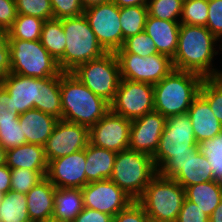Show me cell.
Wrapping results in <instances>:
<instances>
[{
    "instance_id": "6da1fadb",
    "label": "cell",
    "mask_w": 222,
    "mask_h": 222,
    "mask_svg": "<svg viewBox=\"0 0 222 222\" xmlns=\"http://www.w3.org/2000/svg\"><path fill=\"white\" fill-rule=\"evenodd\" d=\"M1 84L10 94L8 110L17 117L37 109L62 119L60 75L41 79L10 73Z\"/></svg>"
},
{
    "instance_id": "7a4b0ae2",
    "label": "cell",
    "mask_w": 222,
    "mask_h": 222,
    "mask_svg": "<svg viewBox=\"0 0 222 222\" xmlns=\"http://www.w3.org/2000/svg\"><path fill=\"white\" fill-rule=\"evenodd\" d=\"M218 41L206 27L180 24L173 68L194 72L204 78L222 76V71L215 69L212 63L214 55L219 53L215 48Z\"/></svg>"
},
{
    "instance_id": "3957f363",
    "label": "cell",
    "mask_w": 222,
    "mask_h": 222,
    "mask_svg": "<svg viewBox=\"0 0 222 222\" xmlns=\"http://www.w3.org/2000/svg\"><path fill=\"white\" fill-rule=\"evenodd\" d=\"M62 120L88 127L95 125L109 110L110 103L95 95L71 72L60 74Z\"/></svg>"
},
{
    "instance_id": "277c9868",
    "label": "cell",
    "mask_w": 222,
    "mask_h": 222,
    "mask_svg": "<svg viewBox=\"0 0 222 222\" xmlns=\"http://www.w3.org/2000/svg\"><path fill=\"white\" fill-rule=\"evenodd\" d=\"M204 77L190 71L172 70L153 85L154 111L164 117L187 113L194 99L200 94Z\"/></svg>"
},
{
    "instance_id": "5b68a950",
    "label": "cell",
    "mask_w": 222,
    "mask_h": 222,
    "mask_svg": "<svg viewBox=\"0 0 222 222\" xmlns=\"http://www.w3.org/2000/svg\"><path fill=\"white\" fill-rule=\"evenodd\" d=\"M61 21L66 36L64 55L58 61L62 72H72L77 66L107 53L98 42L84 14L63 18Z\"/></svg>"
},
{
    "instance_id": "8992f818",
    "label": "cell",
    "mask_w": 222,
    "mask_h": 222,
    "mask_svg": "<svg viewBox=\"0 0 222 222\" xmlns=\"http://www.w3.org/2000/svg\"><path fill=\"white\" fill-rule=\"evenodd\" d=\"M185 198L183 186L157 173L137 201L151 222H175Z\"/></svg>"
},
{
    "instance_id": "52a82bcc",
    "label": "cell",
    "mask_w": 222,
    "mask_h": 222,
    "mask_svg": "<svg viewBox=\"0 0 222 222\" xmlns=\"http://www.w3.org/2000/svg\"><path fill=\"white\" fill-rule=\"evenodd\" d=\"M157 173L149 154L126 149L117 153L110 180L133 200H138Z\"/></svg>"
},
{
    "instance_id": "ba28073f",
    "label": "cell",
    "mask_w": 222,
    "mask_h": 222,
    "mask_svg": "<svg viewBox=\"0 0 222 222\" xmlns=\"http://www.w3.org/2000/svg\"><path fill=\"white\" fill-rule=\"evenodd\" d=\"M10 73L33 78H50L62 73L58 62L40 40L9 39Z\"/></svg>"
},
{
    "instance_id": "9c48e42d",
    "label": "cell",
    "mask_w": 222,
    "mask_h": 222,
    "mask_svg": "<svg viewBox=\"0 0 222 222\" xmlns=\"http://www.w3.org/2000/svg\"><path fill=\"white\" fill-rule=\"evenodd\" d=\"M81 83L95 95L111 103L121 81V72L116 53L107 52L77 66L72 72Z\"/></svg>"
},
{
    "instance_id": "30bf717a",
    "label": "cell",
    "mask_w": 222,
    "mask_h": 222,
    "mask_svg": "<svg viewBox=\"0 0 222 222\" xmlns=\"http://www.w3.org/2000/svg\"><path fill=\"white\" fill-rule=\"evenodd\" d=\"M198 147L188 113L167 117L156 152L152 156L158 171L171 157L192 153Z\"/></svg>"
},
{
    "instance_id": "8fae6325",
    "label": "cell",
    "mask_w": 222,
    "mask_h": 222,
    "mask_svg": "<svg viewBox=\"0 0 222 222\" xmlns=\"http://www.w3.org/2000/svg\"><path fill=\"white\" fill-rule=\"evenodd\" d=\"M121 79L155 85L167 76L173 68L172 59L163 54L147 57L131 53H116Z\"/></svg>"
},
{
    "instance_id": "7c38bea8",
    "label": "cell",
    "mask_w": 222,
    "mask_h": 222,
    "mask_svg": "<svg viewBox=\"0 0 222 222\" xmlns=\"http://www.w3.org/2000/svg\"><path fill=\"white\" fill-rule=\"evenodd\" d=\"M83 14L103 49L116 53L122 47L120 8L108 1L84 10Z\"/></svg>"
},
{
    "instance_id": "4fadbf2b",
    "label": "cell",
    "mask_w": 222,
    "mask_h": 222,
    "mask_svg": "<svg viewBox=\"0 0 222 222\" xmlns=\"http://www.w3.org/2000/svg\"><path fill=\"white\" fill-rule=\"evenodd\" d=\"M153 85L121 79L110 110L133 120L154 111Z\"/></svg>"
},
{
    "instance_id": "5bb4252c",
    "label": "cell",
    "mask_w": 222,
    "mask_h": 222,
    "mask_svg": "<svg viewBox=\"0 0 222 222\" xmlns=\"http://www.w3.org/2000/svg\"><path fill=\"white\" fill-rule=\"evenodd\" d=\"M158 173L174 179L184 188L214 180L210 162L200 153L198 147L188 155L171 157Z\"/></svg>"
},
{
    "instance_id": "9a60e30c",
    "label": "cell",
    "mask_w": 222,
    "mask_h": 222,
    "mask_svg": "<svg viewBox=\"0 0 222 222\" xmlns=\"http://www.w3.org/2000/svg\"><path fill=\"white\" fill-rule=\"evenodd\" d=\"M88 143V127L60 119L44 145L46 159L49 163L51 160L81 151Z\"/></svg>"
},
{
    "instance_id": "2e32d148",
    "label": "cell",
    "mask_w": 222,
    "mask_h": 222,
    "mask_svg": "<svg viewBox=\"0 0 222 222\" xmlns=\"http://www.w3.org/2000/svg\"><path fill=\"white\" fill-rule=\"evenodd\" d=\"M131 120L109 110L89 129V142L116 153L129 149Z\"/></svg>"
},
{
    "instance_id": "e0dca14e",
    "label": "cell",
    "mask_w": 222,
    "mask_h": 222,
    "mask_svg": "<svg viewBox=\"0 0 222 222\" xmlns=\"http://www.w3.org/2000/svg\"><path fill=\"white\" fill-rule=\"evenodd\" d=\"M81 192L84 207L113 217L134 201L110 179L88 183Z\"/></svg>"
},
{
    "instance_id": "ac0fdd59",
    "label": "cell",
    "mask_w": 222,
    "mask_h": 222,
    "mask_svg": "<svg viewBox=\"0 0 222 222\" xmlns=\"http://www.w3.org/2000/svg\"><path fill=\"white\" fill-rule=\"evenodd\" d=\"M86 148L51 160L48 163L46 178L56 188H79L86 185Z\"/></svg>"
},
{
    "instance_id": "d6986e66",
    "label": "cell",
    "mask_w": 222,
    "mask_h": 222,
    "mask_svg": "<svg viewBox=\"0 0 222 222\" xmlns=\"http://www.w3.org/2000/svg\"><path fill=\"white\" fill-rule=\"evenodd\" d=\"M167 118L153 111L131 120L129 149L149 154L157 150Z\"/></svg>"
},
{
    "instance_id": "ffe728a7",
    "label": "cell",
    "mask_w": 222,
    "mask_h": 222,
    "mask_svg": "<svg viewBox=\"0 0 222 222\" xmlns=\"http://www.w3.org/2000/svg\"><path fill=\"white\" fill-rule=\"evenodd\" d=\"M187 113L191 119L195 140L198 144L222 133V123L201 94L194 99Z\"/></svg>"
},
{
    "instance_id": "44dd1931",
    "label": "cell",
    "mask_w": 222,
    "mask_h": 222,
    "mask_svg": "<svg viewBox=\"0 0 222 222\" xmlns=\"http://www.w3.org/2000/svg\"><path fill=\"white\" fill-rule=\"evenodd\" d=\"M180 22L161 20L148 15L144 31L154 41L159 54L173 59L178 47Z\"/></svg>"
},
{
    "instance_id": "7402d4cb",
    "label": "cell",
    "mask_w": 222,
    "mask_h": 222,
    "mask_svg": "<svg viewBox=\"0 0 222 222\" xmlns=\"http://www.w3.org/2000/svg\"><path fill=\"white\" fill-rule=\"evenodd\" d=\"M8 109H10V94L0 83V144L6 151L27 143L19 117Z\"/></svg>"
},
{
    "instance_id": "603a6c76",
    "label": "cell",
    "mask_w": 222,
    "mask_h": 222,
    "mask_svg": "<svg viewBox=\"0 0 222 222\" xmlns=\"http://www.w3.org/2000/svg\"><path fill=\"white\" fill-rule=\"evenodd\" d=\"M19 123L27 143L44 146L59 119L37 109L19 115Z\"/></svg>"
},
{
    "instance_id": "cb8c5ba5",
    "label": "cell",
    "mask_w": 222,
    "mask_h": 222,
    "mask_svg": "<svg viewBox=\"0 0 222 222\" xmlns=\"http://www.w3.org/2000/svg\"><path fill=\"white\" fill-rule=\"evenodd\" d=\"M56 187L45 177L26 194L31 222L51 219L54 213Z\"/></svg>"
},
{
    "instance_id": "d4e9b609",
    "label": "cell",
    "mask_w": 222,
    "mask_h": 222,
    "mask_svg": "<svg viewBox=\"0 0 222 222\" xmlns=\"http://www.w3.org/2000/svg\"><path fill=\"white\" fill-rule=\"evenodd\" d=\"M117 153L88 143L86 147V184L111 178Z\"/></svg>"
},
{
    "instance_id": "484cf974",
    "label": "cell",
    "mask_w": 222,
    "mask_h": 222,
    "mask_svg": "<svg viewBox=\"0 0 222 222\" xmlns=\"http://www.w3.org/2000/svg\"><path fill=\"white\" fill-rule=\"evenodd\" d=\"M6 165L10 169L48 170L44 146L26 143L6 151Z\"/></svg>"
},
{
    "instance_id": "4316f807",
    "label": "cell",
    "mask_w": 222,
    "mask_h": 222,
    "mask_svg": "<svg viewBox=\"0 0 222 222\" xmlns=\"http://www.w3.org/2000/svg\"><path fill=\"white\" fill-rule=\"evenodd\" d=\"M83 196L79 188H56L52 218L72 222L83 210Z\"/></svg>"
},
{
    "instance_id": "83f0119b",
    "label": "cell",
    "mask_w": 222,
    "mask_h": 222,
    "mask_svg": "<svg viewBox=\"0 0 222 222\" xmlns=\"http://www.w3.org/2000/svg\"><path fill=\"white\" fill-rule=\"evenodd\" d=\"M185 196L210 217L222 199V186L214 180L187 186Z\"/></svg>"
},
{
    "instance_id": "f1b7e54d",
    "label": "cell",
    "mask_w": 222,
    "mask_h": 222,
    "mask_svg": "<svg viewBox=\"0 0 222 222\" xmlns=\"http://www.w3.org/2000/svg\"><path fill=\"white\" fill-rule=\"evenodd\" d=\"M40 41L49 54L58 62L64 55L66 36L60 19H50L43 23Z\"/></svg>"
},
{
    "instance_id": "f546056e",
    "label": "cell",
    "mask_w": 222,
    "mask_h": 222,
    "mask_svg": "<svg viewBox=\"0 0 222 222\" xmlns=\"http://www.w3.org/2000/svg\"><path fill=\"white\" fill-rule=\"evenodd\" d=\"M0 222H31L26 194L10 190L0 204Z\"/></svg>"
},
{
    "instance_id": "4dcf8cb0",
    "label": "cell",
    "mask_w": 222,
    "mask_h": 222,
    "mask_svg": "<svg viewBox=\"0 0 222 222\" xmlns=\"http://www.w3.org/2000/svg\"><path fill=\"white\" fill-rule=\"evenodd\" d=\"M147 17V6H130L120 8L122 45L126 38L144 31Z\"/></svg>"
},
{
    "instance_id": "1f68e13d",
    "label": "cell",
    "mask_w": 222,
    "mask_h": 222,
    "mask_svg": "<svg viewBox=\"0 0 222 222\" xmlns=\"http://www.w3.org/2000/svg\"><path fill=\"white\" fill-rule=\"evenodd\" d=\"M44 20L23 14H18L12 26L8 29L9 39L26 41L40 40Z\"/></svg>"
},
{
    "instance_id": "d6a6232c",
    "label": "cell",
    "mask_w": 222,
    "mask_h": 222,
    "mask_svg": "<svg viewBox=\"0 0 222 222\" xmlns=\"http://www.w3.org/2000/svg\"><path fill=\"white\" fill-rule=\"evenodd\" d=\"M200 153L207 157L213 172L214 181H222V133L198 144Z\"/></svg>"
},
{
    "instance_id": "836d02e7",
    "label": "cell",
    "mask_w": 222,
    "mask_h": 222,
    "mask_svg": "<svg viewBox=\"0 0 222 222\" xmlns=\"http://www.w3.org/2000/svg\"><path fill=\"white\" fill-rule=\"evenodd\" d=\"M183 1L184 0H149L147 6L148 15L161 20L180 22Z\"/></svg>"
},
{
    "instance_id": "e575fe53",
    "label": "cell",
    "mask_w": 222,
    "mask_h": 222,
    "mask_svg": "<svg viewBox=\"0 0 222 222\" xmlns=\"http://www.w3.org/2000/svg\"><path fill=\"white\" fill-rule=\"evenodd\" d=\"M47 175V170L11 169V190L27 194Z\"/></svg>"
},
{
    "instance_id": "d590c367",
    "label": "cell",
    "mask_w": 222,
    "mask_h": 222,
    "mask_svg": "<svg viewBox=\"0 0 222 222\" xmlns=\"http://www.w3.org/2000/svg\"><path fill=\"white\" fill-rule=\"evenodd\" d=\"M208 11V0L183 1L180 24L206 27Z\"/></svg>"
},
{
    "instance_id": "8d00e7d4",
    "label": "cell",
    "mask_w": 222,
    "mask_h": 222,
    "mask_svg": "<svg viewBox=\"0 0 222 222\" xmlns=\"http://www.w3.org/2000/svg\"><path fill=\"white\" fill-rule=\"evenodd\" d=\"M200 94L208 101L211 110L222 123V76L204 78Z\"/></svg>"
},
{
    "instance_id": "74e56055",
    "label": "cell",
    "mask_w": 222,
    "mask_h": 222,
    "mask_svg": "<svg viewBox=\"0 0 222 222\" xmlns=\"http://www.w3.org/2000/svg\"><path fill=\"white\" fill-rule=\"evenodd\" d=\"M116 53H131L141 57L157 54L154 41L145 31L126 38Z\"/></svg>"
},
{
    "instance_id": "f35d334b",
    "label": "cell",
    "mask_w": 222,
    "mask_h": 222,
    "mask_svg": "<svg viewBox=\"0 0 222 222\" xmlns=\"http://www.w3.org/2000/svg\"><path fill=\"white\" fill-rule=\"evenodd\" d=\"M18 14L34 16L44 21L53 19L50 0H15Z\"/></svg>"
},
{
    "instance_id": "ab89813d",
    "label": "cell",
    "mask_w": 222,
    "mask_h": 222,
    "mask_svg": "<svg viewBox=\"0 0 222 222\" xmlns=\"http://www.w3.org/2000/svg\"><path fill=\"white\" fill-rule=\"evenodd\" d=\"M53 9V19H63L80 16L84 8L80 0H50Z\"/></svg>"
},
{
    "instance_id": "60d3db41",
    "label": "cell",
    "mask_w": 222,
    "mask_h": 222,
    "mask_svg": "<svg viewBox=\"0 0 222 222\" xmlns=\"http://www.w3.org/2000/svg\"><path fill=\"white\" fill-rule=\"evenodd\" d=\"M206 28L220 41L222 38V0H208Z\"/></svg>"
},
{
    "instance_id": "b9f144b4",
    "label": "cell",
    "mask_w": 222,
    "mask_h": 222,
    "mask_svg": "<svg viewBox=\"0 0 222 222\" xmlns=\"http://www.w3.org/2000/svg\"><path fill=\"white\" fill-rule=\"evenodd\" d=\"M113 222H151V220L142 205L134 200L114 216Z\"/></svg>"
},
{
    "instance_id": "7bdbcfd3",
    "label": "cell",
    "mask_w": 222,
    "mask_h": 222,
    "mask_svg": "<svg viewBox=\"0 0 222 222\" xmlns=\"http://www.w3.org/2000/svg\"><path fill=\"white\" fill-rule=\"evenodd\" d=\"M175 222H209V216L185 198Z\"/></svg>"
},
{
    "instance_id": "ee69618b",
    "label": "cell",
    "mask_w": 222,
    "mask_h": 222,
    "mask_svg": "<svg viewBox=\"0 0 222 222\" xmlns=\"http://www.w3.org/2000/svg\"><path fill=\"white\" fill-rule=\"evenodd\" d=\"M11 57L8 30L0 29V83L10 74Z\"/></svg>"
},
{
    "instance_id": "f6af8a7d",
    "label": "cell",
    "mask_w": 222,
    "mask_h": 222,
    "mask_svg": "<svg viewBox=\"0 0 222 222\" xmlns=\"http://www.w3.org/2000/svg\"><path fill=\"white\" fill-rule=\"evenodd\" d=\"M17 15L15 0H0V29L8 30Z\"/></svg>"
},
{
    "instance_id": "bcb514c9",
    "label": "cell",
    "mask_w": 222,
    "mask_h": 222,
    "mask_svg": "<svg viewBox=\"0 0 222 222\" xmlns=\"http://www.w3.org/2000/svg\"><path fill=\"white\" fill-rule=\"evenodd\" d=\"M113 216L84 207L72 222H113Z\"/></svg>"
},
{
    "instance_id": "7dc6e473",
    "label": "cell",
    "mask_w": 222,
    "mask_h": 222,
    "mask_svg": "<svg viewBox=\"0 0 222 222\" xmlns=\"http://www.w3.org/2000/svg\"><path fill=\"white\" fill-rule=\"evenodd\" d=\"M11 190V169L6 165L0 166V192L8 193Z\"/></svg>"
},
{
    "instance_id": "c3c4849f",
    "label": "cell",
    "mask_w": 222,
    "mask_h": 222,
    "mask_svg": "<svg viewBox=\"0 0 222 222\" xmlns=\"http://www.w3.org/2000/svg\"><path fill=\"white\" fill-rule=\"evenodd\" d=\"M119 8L130 6H148L149 0H111Z\"/></svg>"
},
{
    "instance_id": "681fc988",
    "label": "cell",
    "mask_w": 222,
    "mask_h": 222,
    "mask_svg": "<svg viewBox=\"0 0 222 222\" xmlns=\"http://www.w3.org/2000/svg\"><path fill=\"white\" fill-rule=\"evenodd\" d=\"M209 222H222V199L209 217Z\"/></svg>"
},
{
    "instance_id": "f907efd6",
    "label": "cell",
    "mask_w": 222,
    "mask_h": 222,
    "mask_svg": "<svg viewBox=\"0 0 222 222\" xmlns=\"http://www.w3.org/2000/svg\"><path fill=\"white\" fill-rule=\"evenodd\" d=\"M111 0H80L84 10L89 9L94 6H98L101 3H105Z\"/></svg>"
},
{
    "instance_id": "816d5d0a",
    "label": "cell",
    "mask_w": 222,
    "mask_h": 222,
    "mask_svg": "<svg viewBox=\"0 0 222 222\" xmlns=\"http://www.w3.org/2000/svg\"><path fill=\"white\" fill-rule=\"evenodd\" d=\"M6 164V150L0 144V166Z\"/></svg>"
},
{
    "instance_id": "f5cc1de1",
    "label": "cell",
    "mask_w": 222,
    "mask_h": 222,
    "mask_svg": "<svg viewBox=\"0 0 222 222\" xmlns=\"http://www.w3.org/2000/svg\"><path fill=\"white\" fill-rule=\"evenodd\" d=\"M39 222H62V221L51 218V219H47V220H43Z\"/></svg>"
},
{
    "instance_id": "db71d44e",
    "label": "cell",
    "mask_w": 222,
    "mask_h": 222,
    "mask_svg": "<svg viewBox=\"0 0 222 222\" xmlns=\"http://www.w3.org/2000/svg\"><path fill=\"white\" fill-rule=\"evenodd\" d=\"M4 196H5V193L0 192V204H1L2 200L4 199Z\"/></svg>"
},
{
    "instance_id": "11a10c76",
    "label": "cell",
    "mask_w": 222,
    "mask_h": 222,
    "mask_svg": "<svg viewBox=\"0 0 222 222\" xmlns=\"http://www.w3.org/2000/svg\"><path fill=\"white\" fill-rule=\"evenodd\" d=\"M221 42H222V40H221ZM221 47H222V43H221L220 46H219V49H221V51H222V48H221Z\"/></svg>"
}]
</instances>
